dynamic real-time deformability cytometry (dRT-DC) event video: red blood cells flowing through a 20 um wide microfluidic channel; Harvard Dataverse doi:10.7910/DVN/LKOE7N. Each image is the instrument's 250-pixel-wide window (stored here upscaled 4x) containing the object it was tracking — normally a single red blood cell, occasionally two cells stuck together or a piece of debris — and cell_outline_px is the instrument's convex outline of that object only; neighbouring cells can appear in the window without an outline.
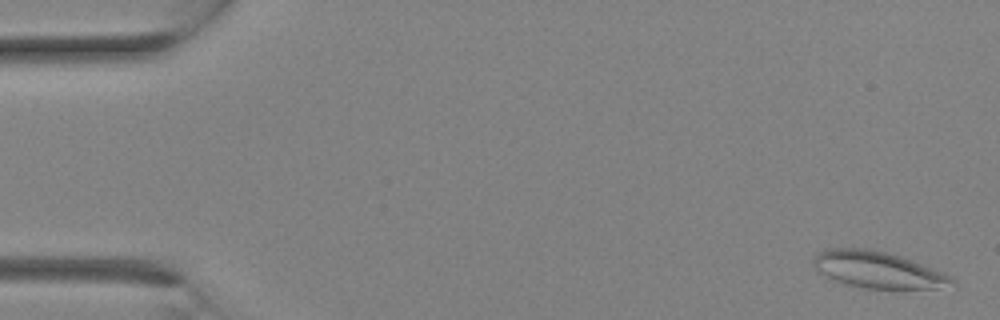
{"species": "Egyptian fruit bat (a non-hibernating species)", "species_latin": "Rousettus aegyptiacus", "temperature_condition": "room temperature", "stored_images_in_passage": 10, "camera_frame_rate_fps": 3000, "um_per_image_px": 0.085, "animal": {"sex": "female"}, "frame": {"image": 1, "passage_image": 1, "time_ms": 0.0, "image_size_px": [1000, 320], "cell_outline_px": [[956, 288], [868, 288], [844, 284], [820, 272], [812, 264], [812, 260], [824, 248], [868, 248], [900, 256], [952, 276], [956, 280]], "centroid_in_image_um": [74.67, 22.94], "position_along_channel_um": 10.3, "area_um2": 29.3}}